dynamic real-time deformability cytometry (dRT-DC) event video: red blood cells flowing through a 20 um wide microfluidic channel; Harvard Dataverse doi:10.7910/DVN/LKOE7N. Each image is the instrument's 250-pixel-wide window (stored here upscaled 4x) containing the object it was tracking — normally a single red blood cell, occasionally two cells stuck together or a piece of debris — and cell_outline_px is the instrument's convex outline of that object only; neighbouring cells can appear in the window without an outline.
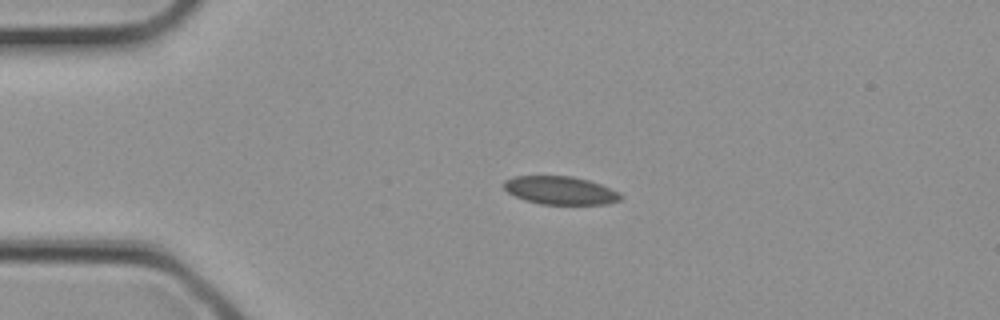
{"species": "common noctule bat (a hibernating species)", "species_latin": "Nyctalus noctula", "temperature_condition": "cold", "stored_images_in_passage": 2, "camera_frame_rate_fps": 3000, "um_per_image_px": 0.085, "animal": {"sex": "female", "body_mass_g": 21.9}, "frame": {"image": 1, "passage_image": 1, "time_ms": 0.0, "image_size_px": [1000, 320], "cell_outline_px": [[624, 196], [620, 200], [608, 204], [540, 204], [524, 200], [508, 192], [504, 188], [504, 180], [512, 176], [572, 176], [588, 180], [600, 184], [620, 192]], "centroid_in_image_um": [47.64, 16.18], "position_along_channel_um": 37.4, "area_um2": 19.25}}
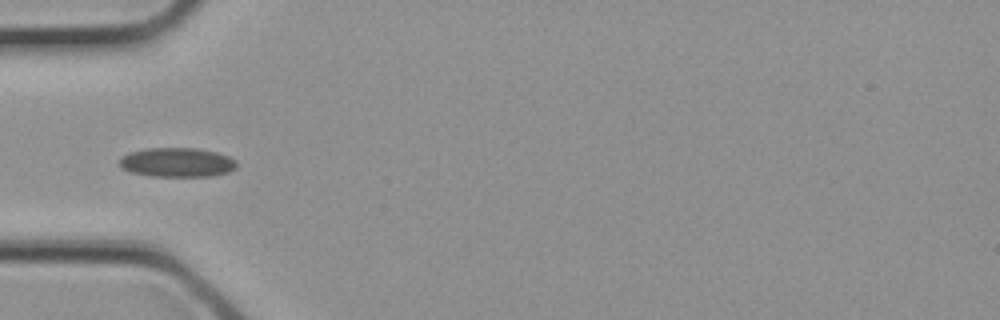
{"frame": {"image": 2, "passage_image": 2, "time_ms": 0.333, "image_size_px": [1000, 320], "cell_outline_px": [[236, 168], [228, 172], [212, 176], [152, 176], [132, 172], [124, 168], [120, 164], [120, 156], [128, 152], [144, 148], [196, 148], [216, 152], [228, 156], [236, 160]], "centroid_in_image_um": [15.05, 13.79], "position_along_channel_um": 69.9, "area_um2": 20.0}}